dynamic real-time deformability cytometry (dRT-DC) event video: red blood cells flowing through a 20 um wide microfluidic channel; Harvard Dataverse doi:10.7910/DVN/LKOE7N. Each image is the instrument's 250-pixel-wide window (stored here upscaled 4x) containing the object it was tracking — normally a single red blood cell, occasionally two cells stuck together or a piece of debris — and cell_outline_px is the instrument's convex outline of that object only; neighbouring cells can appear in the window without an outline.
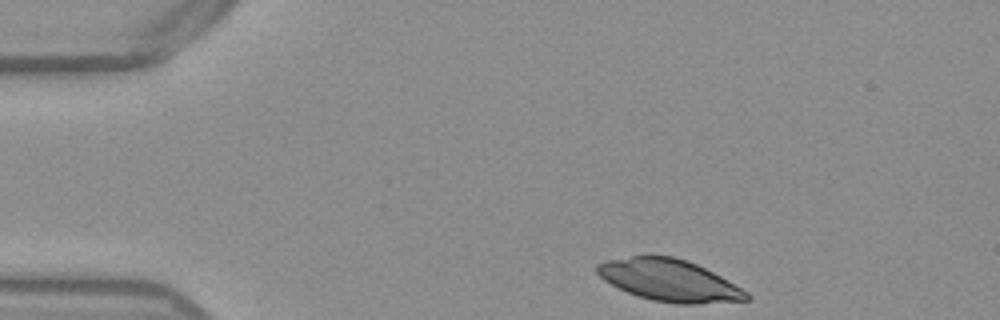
{"species": "Egyptian fruit bat (a non-hibernating species)", "species_latin": "Rousettus aegyptiacus", "temperature_condition": "warm", "stored_images_in_passage": 40, "camera_frame_rate_fps": 3000, "um_per_image_px": 0.085, "frame": {"image": 1, "passage_image": 1, "time_ms": 0.0, "image_size_px": [1000, 320], "cell_outline_px": [[752, 296], [748, 300], [696, 304], [676, 304], [652, 300], [628, 292], [604, 280], [596, 272], [596, 264], [604, 260], [644, 252], [648, 252], [672, 256], [688, 260], [720, 276], [748, 292]], "centroid_in_image_um": [56.84, 23.78], "position_along_channel_um": 28.2, "area_um2": 37.05}}
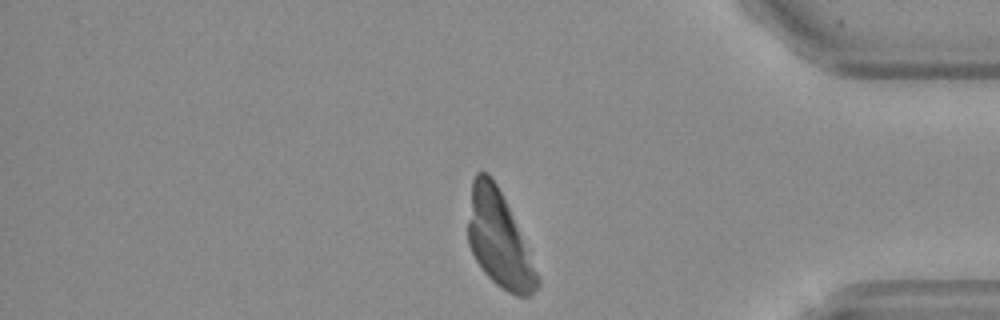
{"frame": {"image": 2, "passage_image": 37, "time_ms": 12.0, "image_size_px": [1000, 320], "cell_outline_px": [[540, 284], [528, 296], [516, 296], [508, 292], [496, 284], [484, 272], [476, 260], [468, 244], [468, 220], [472, 180], [476, 172], [488, 172], [496, 184], [512, 216], [540, 280]], "centroid_in_image_um": [42.37, 20.36], "position_along_channel_um": 392.8, "area_um2": 37.45}}